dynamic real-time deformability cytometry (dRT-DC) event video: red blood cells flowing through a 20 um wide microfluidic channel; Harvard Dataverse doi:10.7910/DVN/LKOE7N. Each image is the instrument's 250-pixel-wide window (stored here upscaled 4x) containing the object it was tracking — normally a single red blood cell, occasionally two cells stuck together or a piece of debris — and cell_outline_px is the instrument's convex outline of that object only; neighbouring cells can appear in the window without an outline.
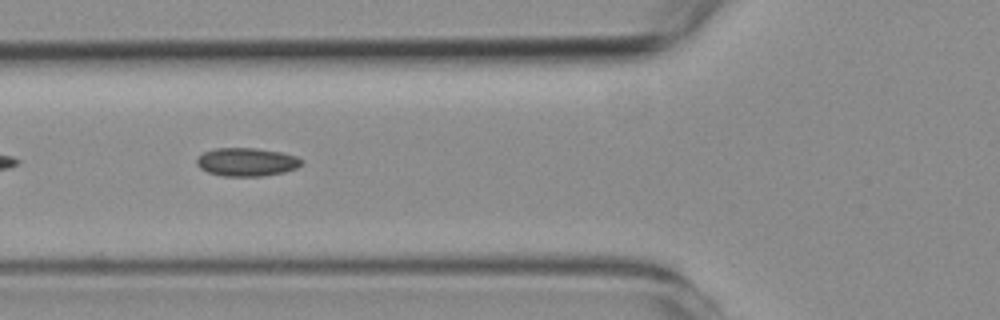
{"species": "common noctule bat (a hibernating species)", "species_latin": "Nyctalus noctula", "temperature_condition": "room temperature", "stored_images_in_passage": 10, "camera_frame_rate_fps": 3000, "um_per_image_px": 0.085, "animal": {"sex": "female", "body_mass_g": 19.3, "forearm_length_mm": 54.1}, "frame": {"image": 1, "passage_image": 6, "time_ms": 1.667, "image_size_px": [1000, 320], "cell_outline_px": [[304, 164], [296, 168], [284, 172], [264, 176], [224, 176], [208, 172], [200, 168], [196, 164], [196, 160], [204, 152], [216, 148], [256, 148], [280, 152], [296, 156], [304, 160]], "centroid_in_image_um": [21.0, 13.77], "position_along_channel_um": 104.8, "area_um2": 17.34}}